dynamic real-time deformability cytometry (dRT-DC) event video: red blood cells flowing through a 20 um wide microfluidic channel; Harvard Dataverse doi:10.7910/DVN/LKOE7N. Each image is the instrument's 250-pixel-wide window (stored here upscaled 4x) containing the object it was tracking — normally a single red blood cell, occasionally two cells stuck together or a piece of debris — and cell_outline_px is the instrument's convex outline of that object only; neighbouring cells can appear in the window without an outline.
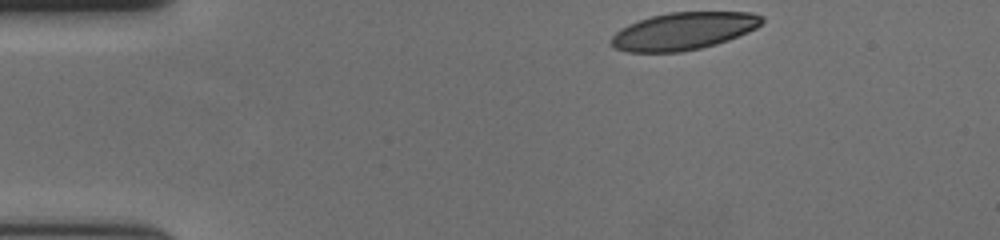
{"species": "human", "species_latin": "Homo sapiens", "temperature_condition": "cold", "stored_images_in_passage": 42, "camera_frame_rate_fps": 3000, "um_per_image_px": 0.085, "donor": {"sex": "female"}, "frame": {"image": 1, "passage_image": 1, "time_ms": 0.0, "image_size_px": [1000, 240], "cell_outline_px": [[764, 20], [756, 28], [748, 32], [728, 40], [716, 44], [700, 48], [680, 52], [628, 52], [616, 48], [608, 44], [608, 40], [620, 28], [628, 24], [652, 16], [668, 12], [752, 12], [764, 16]], "centroid_in_image_um": [58.08, 2.64], "position_along_channel_um": 26.9, "area_um2": 33.0}}
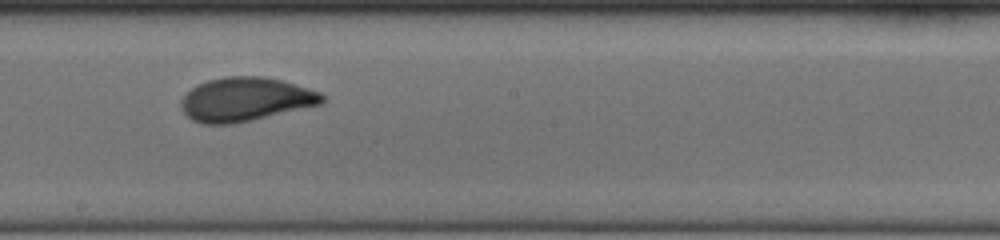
{"frame": {"image": 2, "passage_image": 24, "time_ms": 7.667, "image_size_px": [1000, 240], "cell_outline_px": [[324, 100], [320, 104], [252, 120], [232, 124], [200, 124], [192, 120], [180, 108], [180, 100], [192, 88], [208, 80], [228, 76], [264, 76], [280, 80], [308, 88], [320, 92], [324, 96]], "centroid_in_image_um": [20.83, 8.45], "position_along_channel_um": 227.4, "area_um2": 35.78}}
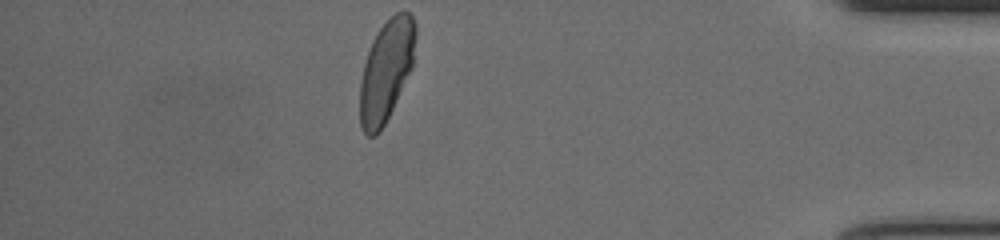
{"frame": {"image": 3, "passage_image": 42, "time_ms": 13.667, "image_size_px": [1000, 240], "cell_outline_px": [[416, 36], [412, 68], [384, 124], [376, 136], [368, 136], [364, 132], [360, 124], [360, 84], [364, 64], [372, 40], [380, 28], [396, 12], [408, 12], [412, 16], [416, 24]], "centroid_in_image_um": [32.83, 5.99], "position_along_channel_um": 402.4, "area_um2": 32.43}, "authors_computed_cell_mechanics": {"area_um2": 34.68, "velocity_mm_per_s": 3.6353, "shape_relaxation_time_tau1_ms": 4.3483, "shape_relaxation_time_tau2_ms": 0.8566, "deformation_change_tau1": 0.1629, "deformation_change_tau2": 0.0409}}